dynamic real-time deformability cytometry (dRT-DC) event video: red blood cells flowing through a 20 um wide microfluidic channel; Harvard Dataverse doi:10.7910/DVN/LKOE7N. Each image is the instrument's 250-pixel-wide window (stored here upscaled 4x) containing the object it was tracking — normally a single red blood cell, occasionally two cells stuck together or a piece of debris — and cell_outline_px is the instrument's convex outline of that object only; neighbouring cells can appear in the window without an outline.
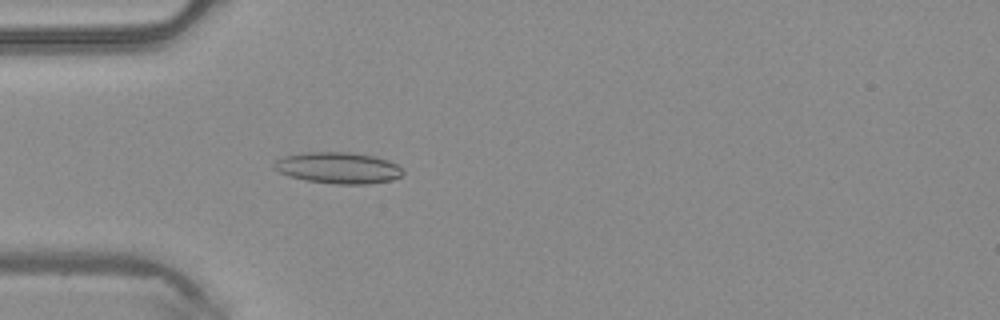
{"species": "common noctule bat (a hibernating species)", "species_latin": "Nyctalus noctula", "temperature_condition": "warm", "stored_images_in_passage": 39, "camera_frame_rate_fps": 3000, "um_per_image_px": 0.085, "animal": {"sex": "male", "body_mass_g": 20.4}, "frame": {"image": 1, "passage_image": 5, "time_ms": 1.333, "image_size_px": [1000, 320], "cell_outline_px": [[404, 172], [400, 176], [392, 180], [368, 184], [336, 184], [304, 180], [288, 176], [272, 168], [272, 164], [276, 160], [284, 156], [300, 152], [348, 152], [372, 156], [388, 160], [396, 164]], "centroid_in_image_um": [28.69, 14.27], "position_along_channel_um": 56.3, "area_um2": 23.58}}
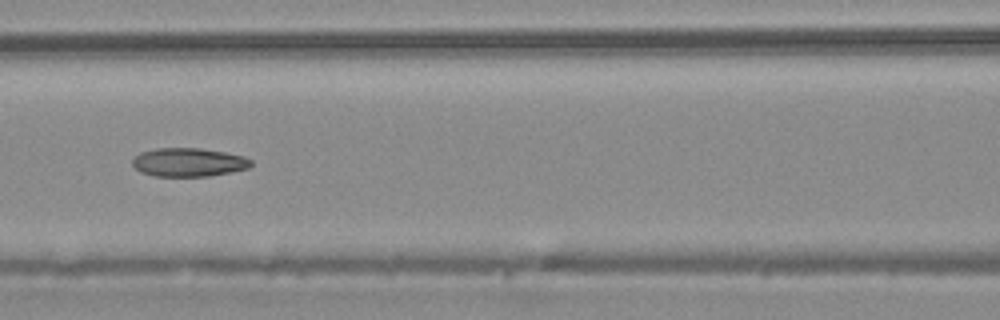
{"frame": {"image": 2, "passage_image": 12, "time_ms": 3.667, "image_size_px": [1000, 320], "cell_outline_px": [[252, 164], [248, 168], [208, 176], [156, 176], [140, 172], [132, 164], [132, 160], [140, 152], [156, 148], [200, 148], [224, 152], [244, 156], [252, 160]], "centroid_in_image_um": [16.02, 13.78], "position_along_channel_um": 150.6, "area_um2": 19.65}}
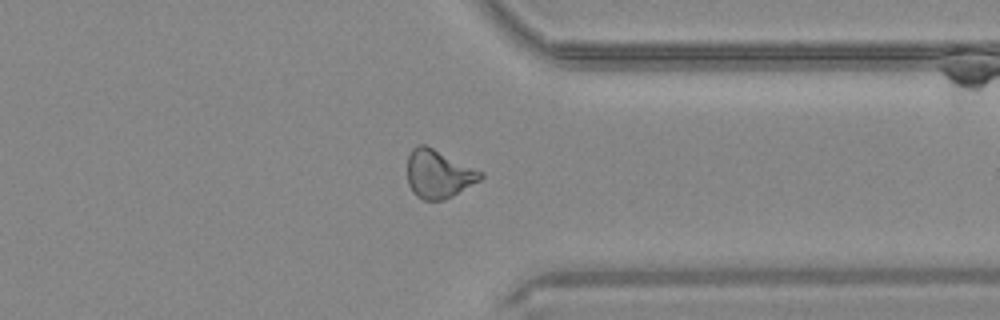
{"frame": {"image": 3, "passage_image": 28, "time_ms": 9.0, "image_size_px": [1000, 320], "cell_outline_px": [[484, 176], [480, 180], [452, 196], [444, 200], [424, 200], [416, 196], [412, 192], [408, 184], [408, 156], [412, 148], [416, 144], [424, 144], [484, 172]], "centroid_in_image_um": [37.26, 14.79], "position_along_channel_um": 374.1, "area_um2": 20.58}, "authors_computed_cell_mechanics": {"area_um2": 20.3456, "velocity_mm_per_s": 4.2414, "shape_relaxation_time_tau1_ms": null, "shape_relaxation_time_tau2_ms": 1.8135, "deformation_change_tau1": null, "deformation_change_tau2": 0.0856}}